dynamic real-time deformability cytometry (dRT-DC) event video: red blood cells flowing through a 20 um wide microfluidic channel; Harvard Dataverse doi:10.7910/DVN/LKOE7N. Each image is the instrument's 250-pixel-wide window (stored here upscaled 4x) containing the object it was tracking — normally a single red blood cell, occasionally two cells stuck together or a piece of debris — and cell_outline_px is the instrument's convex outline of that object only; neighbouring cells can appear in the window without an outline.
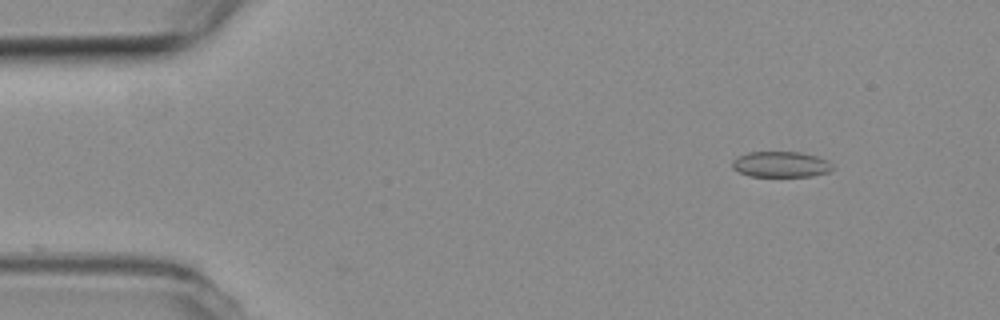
{"species": "common noctule bat (a hibernating species)", "species_latin": "Nyctalus noctula", "temperature_condition": "room temperature", "stored_images_in_passage": 5, "camera_frame_rate_fps": 3000, "um_per_image_px": 0.085, "animal": {"sex": "female", "body_mass_g": 19.3, "forearm_length_mm": 54.1}, "frame": {"image": 1, "passage_image": 2, "time_ms": 0.333, "image_size_px": [1000, 320], "cell_outline_px": [[832, 168], [828, 172], [812, 176], [748, 176], [732, 168], [732, 160], [736, 156], [748, 152], [800, 152], [816, 156], [828, 160], [832, 164]], "centroid_in_image_um": [66.34, 13.96], "position_along_channel_um": 18.7, "area_um2": 15.09}}